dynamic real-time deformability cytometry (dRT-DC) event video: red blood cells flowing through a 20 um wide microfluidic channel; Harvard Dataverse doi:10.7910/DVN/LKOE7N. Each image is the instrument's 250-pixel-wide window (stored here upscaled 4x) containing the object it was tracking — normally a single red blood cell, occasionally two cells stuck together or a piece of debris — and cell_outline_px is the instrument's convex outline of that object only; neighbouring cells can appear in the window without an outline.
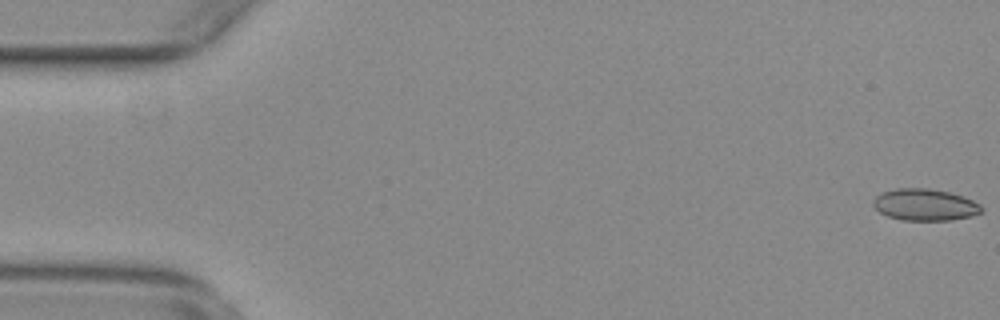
{"species": "common noctule bat (a hibernating species)", "species_latin": "Nyctalus noctula", "temperature_condition": "warm", "stored_images_in_passage": 50, "camera_frame_rate_fps": 3000, "um_per_image_px": 0.085, "animal": {"sex": "female", "body_mass_g": 29.2, "forearm_length_mm": 56.3}, "frame": {"image": 1, "passage_image": 1, "time_ms": 0.0, "image_size_px": [1000, 320], "cell_outline_px": [[984, 208], [980, 212], [972, 216], [952, 220], [904, 220], [888, 216], [880, 212], [872, 204], [872, 200], [880, 192], [896, 188], [928, 188], [948, 192], [964, 196], [980, 204]], "centroid_in_image_um": [78.61, 17.39], "position_along_channel_um": 6.4, "area_um2": 20.11}}
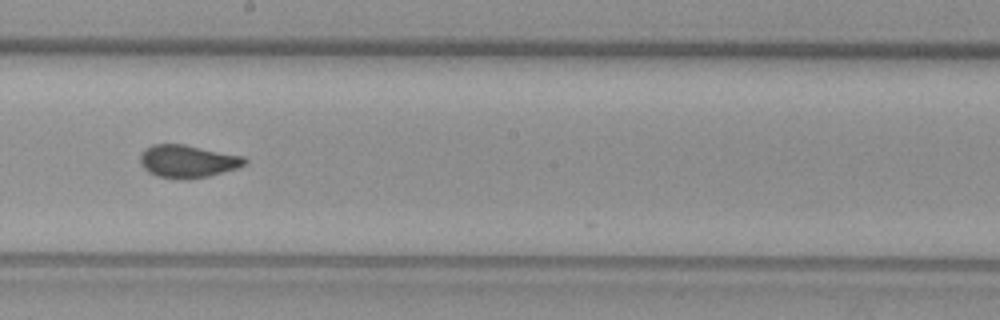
{"frame": {"image": 2, "passage_image": 31, "time_ms": 10.0, "image_size_px": [1000, 320], "cell_outline_px": [[248, 164], [240, 168], [208, 176], [188, 180], [184, 180], [156, 176], [148, 172], [140, 164], [140, 152], [144, 148], [152, 144], [184, 144], [244, 156], [248, 160]], "centroid_in_image_um": [15.96, 13.71], "position_along_channel_um": 232.2, "area_um2": 20.4}}
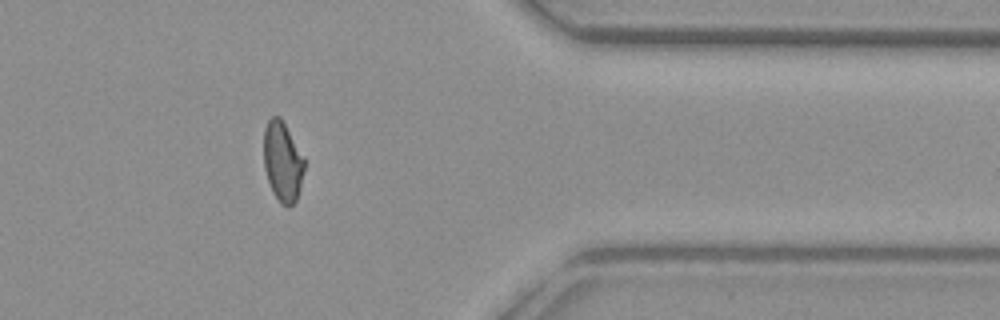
{"frame": {"image": 3, "passage_image": 45, "time_ms": 14.667, "image_size_px": [1000, 320], "cell_outline_px": [[304, 168], [300, 188], [296, 200], [288, 208], [280, 204], [272, 192], [264, 168], [264, 128], [268, 120], [272, 116], [280, 116], [304, 156]], "centroid_in_image_um": [24.01, 13.75], "position_along_channel_um": 387.4, "area_um2": 19.02}, "authors_computed_cell_mechanics": {"area_um2": 19.8832, "velocity_mm_per_s": 3.7624, "shape_relaxation_time_tau1_ms": null, "shape_relaxation_time_tau2_ms": 0.8358, "deformation_change_tau1": null, "deformation_change_tau2": 0.0498}}